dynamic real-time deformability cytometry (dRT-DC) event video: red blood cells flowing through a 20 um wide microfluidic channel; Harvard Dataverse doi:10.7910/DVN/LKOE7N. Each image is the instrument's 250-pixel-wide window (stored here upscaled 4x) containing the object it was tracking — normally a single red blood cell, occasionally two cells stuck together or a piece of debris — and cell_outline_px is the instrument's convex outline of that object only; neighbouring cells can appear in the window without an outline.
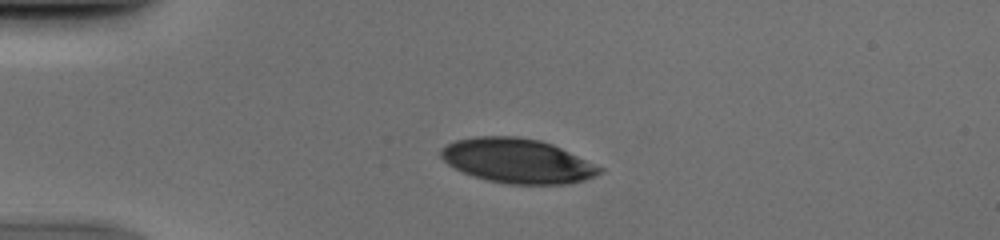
{"species": "human", "species_latin": "Homo sapiens", "temperature_condition": "cold", "stored_images_in_passage": 40, "camera_frame_rate_fps": 3000, "um_per_image_px": 0.085, "donor": {"sex": "male"}, "frame": {"image": 1, "passage_image": 1, "time_ms": 0.0, "image_size_px": [1000, 240], "cell_outline_px": [[604, 172], [596, 176], [584, 180], [568, 184], [508, 184], [488, 180], [472, 176], [448, 164], [440, 156], [440, 148], [456, 140], [476, 136], [516, 136], [540, 140], [552, 144], [604, 168]], "centroid_in_image_um": [43.99, 13.67], "position_along_channel_um": 41.0, "area_um2": 41.15}}
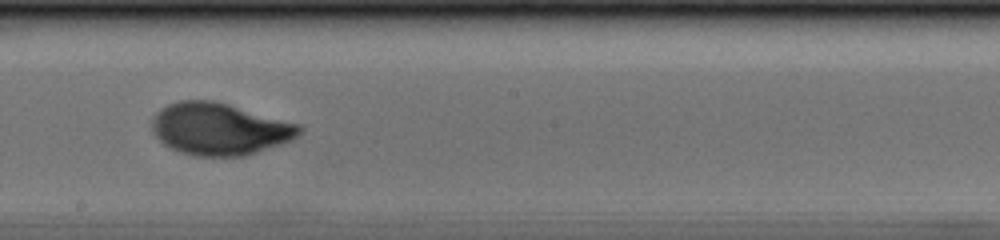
{"frame": {"image": 2, "passage_image": 18, "time_ms": 5.667, "image_size_px": [1000, 240], "cell_outline_px": [[304, 128], [300, 136], [292, 140], [244, 156], [192, 156], [180, 152], [164, 144], [152, 132], [152, 116], [160, 108], [168, 104], [180, 100], [212, 100], [228, 104], [300, 124]], "centroid_in_image_um": [18.66, 10.96], "position_along_channel_um": 229.5, "area_um2": 44.85}}
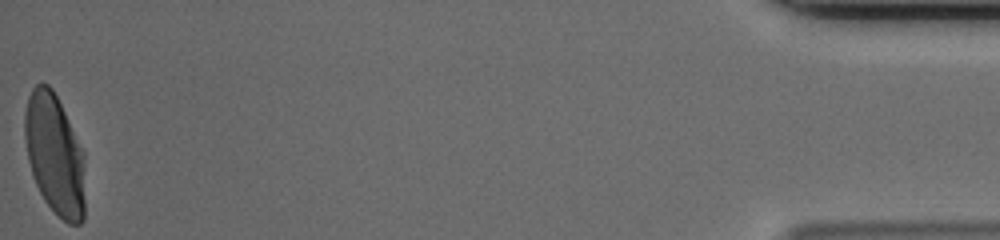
{"frame": {"image": 3, "passage_image": 40, "time_ms": 13.0, "image_size_px": [1000, 240], "cell_outline_px": [[84, 220], [80, 224], [68, 224], [44, 200], [32, 176], [28, 160], [24, 136], [24, 112], [28, 96], [32, 88], [36, 84], [48, 84], [52, 88], [84, 152]], "centroid_in_image_um": [4.64, 13.13], "position_along_channel_um": 430.6, "area_um2": 42.37}}